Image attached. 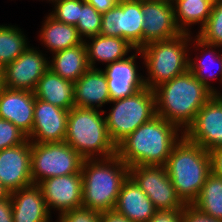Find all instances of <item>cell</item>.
<instances>
[{
    "mask_svg": "<svg viewBox=\"0 0 222 222\" xmlns=\"http://www.w3.org/2000/svg\"><path fill=\"white\" fill-rule=\"evenodd\" d=\"M176 125L160 116H154L139 126L117 145L116 155L128 167L135 165H165L179 136ZM180 137V138H179Z\"/></svg>",
    "mask_w": 222,
    "mask_h": 222,
    "instance_id": "6da1fadb",
    "label": "cell"
},
{
    "mask_svg": "<svg viewBox=\"0 0 222 222\" xmlns=\"http://www.w3.org/2000/svg\"><path fill=\"white\" fill-rule=\"evenodd\" d=\"M154 93L156 115L181 128L183 132L214 95L189 69L156 87Z\"/></svg>",
    "mask_w": 222,
    "mask_h": 222,
    "instance_id": "7a4b0ae2",
    "label": "cell"
},
{
    "mask_svg": "<svg viewBox=\"0 0 222 222\" xmlns=\"http://www.w3.org/2000/svg\"><path fill=\"white\" fill-rule=\"evenodd\" d=\"M82 206L98 212L113 211L129 167L117 155L85 159L82 165Z\"/></svg>",
    "mask_w": 222,
    "mask_h": 222,
    "instance_id": "3957f363",
    "label": "cell"
},
{
    "mask_svg": "<svg viewBox=\"0 0 222 222\" xmlns=\"http://www.w3.org/2000/svg\"><path fill=\"white\" fill-rule=\"evenodd\" d=\"M164 166L177 196L185 205L193 204L212 172L210 152L184 135L172 148Z\"/></svg>",
    "mask_w": 222,
    "mask_h": 222,
    "instance_id": "277c9868",
    "label": "cell"
},
{
    "mask_svg": "<svg viewBox=\"0 0 222 222\" xmlns=\"http://www.w3.org/2000/svg\"><path fill=\"white\" fill-rule=\"evenodd\" d=\"M106 111L72 107L68 112L65 142L74 148L84 159L94 156L109 158L117 153V146L111 140L105 118ZM97 154V155H96ZM101 155V156H100Z\"/></svg>",
    "mask_w": 222,
    "mask_h": 222,
    "instance_id": "5b68a950",
    "label": "cell"
},
{
    "mask_svg": "<svg viewBox=\"0 0 222 222\" xmlns=\"http://www.w3.org/2000/svg\"><path fill=\"white\" fill-rule=\"evenodd\" d=\"M191 34L181 33L178 36L161 41H154L136 49L137 55L144 59L148 71L145 77L146 87L154 90L159 85L172 80L188 70V42ZM191 38V39H190Z\"/></svg>",
    "mask_w": 222,
    "mask_h": 222,
    "instance_id": "8992f818",
    "label": "cell"
},
{
    "mask_svg": "<svg viewBox=\"0 0 222 222\" xmlns=\"http://www.w3.org/2000/svg\"><path fill=\"white\" fill-rule=\"evenodd\" d=\"M109 103L115 105L104 118L109 136L116 146L139 126L156 116L155 93L148 87L132 96Z\"/></svg>",
    "mask_w": 222,
    "mask_h": 222,
    "instance_id": "52a82bcc",
    "label": "cell"
},
{
    "mask_svg": "<svg viewBox=\"0 0 222 222\" xmlns=\"http://www.w3.org/2000/svg\"><path fill=\"white\" fill-rule=\"evenodd\" d=\"M84 158L65 141L31 142V177L33 184L62 175L80 173Z\"/></svg>",
    "mask_w": 222,
    "mask_h": 222,
    "instance_id": "ba28073f",
    "label": "cell"
},
{
    "mask_svg": "<svg viewBox=\"0 0 222 222\" xmlns=\"http://www.w3.org/2000/svg\"><path fill=\"white\" fill-rule=\"evenodd\" d=\"M143 23L141 0H118L112 9L102 13L100 35L121 37L140 49Z\"/></svg>",
    "mask_w": 222,
    "mask_h": 222,
    "instance_id": "9c48e42d",
    "label": "cell"
},
{
    "mask_svg": "<svg viewBox=\"0 0 222 222\" xmlns=\"http://www.w3.org/2000/svg\"><path fill=\"white\" fill-rule=\"evenodd\" d=\"M129 176L146 193L156 210L185 207L177 196L164 165H135L129 167Z\"/></svg>",
    "mask_w": 222,
    "mask_h": 222,
    "instance_id": "30bf717a",
    "label": "cell"
},
{
    "mask_svg": "<svg viewBox=\"0 0 222 222\" xmlns=\"http://www.w3.org/2000/svg\"><path fill=\"white\" fill-rule=\"evenodd\" d=\"M183 135L208 152L222 146L221 94H214L202 106L193 123L183 132Z\"/></svg>",
    "mask_w": 222,
    "mask_h": 222,
    "instance_id": "8fae6325",
    "label": "cell"
},
{
    "mask_svg": "<svg viewBox=\"0 0 222 222\" xmlns=\"http://www.w3.org/2000/svg\"><path fill=\"white\" fill-rule=\"evenodd\" d=\"M172 0H141L144 23L142 47L154 41L168 40L181 34L175 21Z\"/></svg>",
    "mask_w": 222,
    "mask_h": 222,
    "instance_id": "7c38bea8",
    "label": "cell"
},
{
    "mask_svg": "<svg viewBox=\"0 0 222 222\" xmlns=\"http://www.w3.org/2000/svg\"><path fill=\"white\" fill-rule=\"evenodd\" d=\"M49 69L43 54L29 47L17 59L2 69L3 86L10 89L34 91L37 82Z\"/></svg>",
    "mask_w": 222,
    "mask_h": 222,
    "instance_id": "4fadbf2b",
    "label": "cell"
},
{
    "mask_svg": "<svg viewBox=\"0 0 222 222\" xmlns=\"http://www.w3.org/2000/svg\"><path fill=\"white\" fill-rule=\"evenodd\" d=\"M0 182L10 191L33 184L31 177V141L0 150Z\"/></svg>",
    "mask_w": 222,
    "mask_h": 222,
    "instance_id": "5bb4252c",
    "label": "cell"
},
{
    "mask_svg": "<svg viewBox=\"0 0 222 222\" xmlns=\"http://www.w3.org/2000/svg\"><path fill=\"white\" fill-rule=\"evenodd\" d=\"M69 110L35 97L34 123L27 136L32 143H53L65 140ZM34 138V139H33Z\"/></svg>",
    "mask_w": 222,
    "mask_h": 222,
    "instance_id": "9a60e30c",
    "label": "cell"
},
{
    "mask_svg": "<svg viewBox=\"0 0 222 222\" xmlns=\"http://www.w3.org/2000/svg\"><path fill=\"white\" fill-rule=\"evenodd\" d=\"M48 210L66 212L82 206V173L50 177L38 184Z\"/></svg>",
    "mask_w": 222,
    "mask_h": 222,
    "instance_id": "2e32d148",
    "label": "cell"
},
{
    "mask_svg": "<svg viewBox=\"0 0 222 222\" xmlns=\"http://www.w3.org/2000/svg\"><path fill=\"white\" fill-rule=\"evenodd\" d=\"M35 95L32 91L10 89L0 91V118L12 122L26 136L34 123Z\"/></svg>",
    "mask_w": 222,
    "mask_h": 222,
    "instance_id": "e0dca14e",
    "label": "cell"
},
{
    "mask_svg": "<svg viewBox=\"0 0 222 222\" xmlns=\"http://www.w3.org/2000/svg\"><path fill=\"white\" fill-rule=\"evenodd\" d=\"M136 54L125 59L107 64L102 70L108 82L111 101L134 95L146 87L144 76L139 75L135 63Z\"/></svg>",
    "mask_w": 222,
    "mask_h": 222,
    "instance_id": "ac0fdd59",
    "label": "cell"
},
{
    "mask_svg": "<svg viewBox=\"0 0 222 222\" xmlns=\"http://www.w3.org/2000/svg\"><path fill=\"white\" fill-rule=\"evenodd\" d=\"M13 222H50V211L38 184L10 193Z\"/></svg>",
    "mask_w": 222,
    "mask_h": 222,
    "instance_id": "d6986e66",
    "label": "cell"
},
{
    "mask_svg": "<svg viewBox=\"0 0 222 222\" xmlns=\"http://www.w3.org/2000/svg\"><path fill=\"white\" fill-rule=\"evenodd\" d=\"M110 101L107 78L101 69L89 68L74 83L75 107L100 109Z\"/></svg>",
    "mask_w": 222,
    "mask_h": 222,
    "instance_id": "ffe728a7",
    "label": "cell"
},
{
    "mask_svg": "<svg viewBox=\"0 0 222 222\" xmlns=\"http://www.w3.org/2000/svg\"><path fill=\"white\" fill-rule=\"evenodd\" d=\"M114 211L131 222H148L156 209L146 193L128 176L121 186Z\"/></svg>",
    "mask_w": 222,
    "mask_h": 222,
    "instance_id": "44dd1931",
    "label": "cell"
},
{
    "mask_svg": "<svg viewBox=\"0 0 222 222\" xmlns=\"http://www.w3.org/2000/svg\"><path fill=\"white\" fill-rule=\"evenodd\" d=\"M36 98L59 108L70 110L74 104V82L63 79L48 69L33 91Z\"/></svg>",
    "mask_w": 222,
    "mask_h": 222,
    "instance_id": "7402d4cb",
    "label": "cell"
},
{
    "mask_svg": "<svg viewBox=\"0 0 222 222\" xmlns=\"http://www.w3.org/2000/svg\"><path fill=\"white\" fill-rule=\"evenodd\" d=\"M91 43H84L87 50V62L90 68H96V60L111 64L125 59L131 49L136 50L127 40L121 37L97 35L89 37Z\"/></svg>",
    "mask_w": 222,
    "mask_h": 222,
    "instance_id": "603a6c76",
    "label": "cell"
},
{
    "mask_svg": "<svg viewBox=\"0 0 222 222\" xmlns=\"http://www.w3.org/2000/svg\"><path fill=\"white\" fill-rule=\"evenodd\" d=\"M53 54L49 69L68 81L75 83L90 68L84 42Z\"/></svg>",
    "mask_w": 222,
    "mask_h": 222,
    "instance_id": "cb8c5ba5",
    "label": "cell"
},
{
    "mask_svg": "<svg viewBox=\"0 0 222 222\" xmlns=\"http://www.w3.org/2000/svg\"><path fill=\"white\" fill-rule=\"evenodd\" d=\"M42 25L40 41L52 53L82 44L84 40L79 36L76 26L60 22L50 14Z\"/></svg>",
    "mask_w": 222,
    "mask_h": 222,
    "instance_id": "d4e9b609",
    "label": "cell"
},
{
    "mask_svg": "<svg viewBox=\"0 0 222 222\" xmlns=\"http://www.w3.org/2000/svg\"><path fill=\"white\" fill-rule=\"evenodd\" d=\"M172 3L178 28L189 34L190 25L200 22V29L205 25L214 4L213 0H172Z\"/></svg>",
    "mask_w": 222,
    "mask_h": 222,
    "instance_id": "484cf974",
    "label": "cell"
},
{
    "mask_svg": "<svg viewBox=\"0 0 222 222\" xmlns=\"http://www.w3.org/2000/svg\"><path fill=\"white\" fill-rule=\"evenodd\" d=\"M192 205L207 216L222 221V178L211 172Z\"/></svg>",
    "mask_w": 222,
    "mask_h": 222,
    "instance_id": "4316f807",
    "label": "cell"
},
{
    "mask_svg": "<svg viewBox=\"0 0 222 222\" xmlns=\"http://www.w3.org/2000/svg\"><path fill=\"white\" fill-rule=\"evenodd\" d=\"M195 40H196L195 46H198L203 51H205L204 56H206L205 57L206 59L204 58V56L202 57L203 59L201 58V60H198V56H197L195 61H193V59L189 58L188 69L193 73V76L195 78H197L200 82H202L213 94H221V93L217 92V90L214 89V87L211 86L208 79L210 77L213 80L214 78H217V76L214 77L215 75L220 74V80L222 81V54L218 55L215 53L216 52L215 49L218 47L221 48L222 46L206 43L198 37L195 38ZM206 51H207V53H206ZM208 54H209V57H207ZM196 61H198V62H196ZM214 62L218 65V68L217 67L216 68L219 69L220 73L217 72L216 74L211 73L210 75H208L209 73L207 74L205 72H208L207 70L210 69L211 65Z\"/></svg>",
    "mask_w": 222,
    "mask_h": 222,
    "instance_id": "83f0119b",
    "label": "cell"
},
{
    "mask_svg": "<svg viewBox=\"0 0 222 222\" xmlns=\"http://www.w3.org/2000/svg\"><path fill=\"white\" fill-rule=\"evenodd\" d=\"M29 47L20 28L0 25V69L17 59Z\"/></svg>",
    "mask_w": 222,
    "mask_h": 222,
    "instance_id": "f1b7e54d",
    "label": "cell"
},
{
    "mask_svg": "<svg viewBox=\"0 0 222 222\" xmlns=\"http://www.w3.org/2000/svg\"><path fill=\"white\" fill-rule=\"evenodd\" d=\"M102 13L98 12L95 7L80 0V18L76 25L79 36L86 39L92 36H97L101 31Z\"/></svg>",
    "mask_w": 222,
    "mask_h": 222,
    "instance_id": "f546056e",
    "label": "cell"
},
{
    "mask_svg": "<svg viewBox=\"0 0 222 222\" xmlns=\"http://www.w3.org/2000/svg\"><path fill=\"white\" fill-rule=\"evenodd\" d=\"M195 37L206 43L222 46V1L214 2L208 20Z\"/></svg>",
    "mask_w": 222,
    "mask_h": 222,
    "instance_id": "4dcf8cb0",
    "label": "cell"
},
{
    "mask_svg": "<svg viewBox=\"0 0 222 222\" xmlns=\"http://www.w3.org/2000/svg\"><path fill=\"white\" fill-rule=\"evenodd\" d=\"M55 10L49 13L56 20L76 26L80 18V0H55Z\"/></svg>",
    "mask_w": 222,
    "mask_h": 222,
    "instance_id": "1f68e13d",
    "label": "cell"
},
{
    "mask_svg": "<svg viewBox=\"0 0 222 222\" xmlns=\"http://www.w3.org/2000/svg\"><path fill=\"white\" fill-rule=\"evenodd\" d=\"M27 136L12 122L0 118V150L23 143Z\"/></svg>",
    "mask_w": 222,
    "mask_h": 222,
    "instance_id": "d6a6232c",
    "label": "cell"
},
{
    "mask_svg": "<svg viewBox=\"0 0 222 222\" xmlns=\"http://www.w3.org/2000/svg\"><path fill=\"white\" fill-rule=\"evenodd\" d=\"M57 222H100L101 212L83 206L60 213Z\"/></svg>",
    "mask_w": 222,
    "mask_h": 222,
    "instance_id": "836d02e7",
    "label": "cell"
},
{
    "mask_svg": "<svg viewBox=\"0 0 222 222\" xmlns=\"http://www.w3.org/2000/svg\"><path fill=\"white\" fill-rule=\"evenodd\" d=\"M182 222H222L200 212L193 205H185L183 208Z\"/></svg>",
    "mask_w": 222,
    "mask_h": 222,
    "instance_id": "e575fe53",
    "label": "cell"
},
{
    "mask_svg": "<svg viewBox=\"0 0 222 222\" xmlns=\"http://www.w3.org/2000/svg\"><path fill=\"white\" fill-rule=\"evenodd\" d=\"M183 208L156 210L148 222H182Z\"/></svg>",
    "mask_w": 222,
    "mask_h": 222,
    "instance_id": "d590c367",
    "label": "cell"
},
{
    "mask_svg": "<svg viewBox=\"0 0 222 222\" xmlns=\"http://www.w3.org/2000/svg\"><path fill=\"white\" fill-rule=\"evenodd\" d=\"M0 222H13L11 196L0 200Z\"/></svg>",
    "mask_w": 222,
    "mask_h": 222,
    "instance_id": "8d00e7d4",
    "label": "cell"
},
{
    "mask_svg": "<svg viewBox=\"0 0 222 222\" xmlns=\"http://www.w3.org/2000/svg\"><path fill=\"white\" fill-rule=\"evenodd\" d=\"M210 155L212 172L222 178V146L213 149Z\"/></svg>",
    "mask_w": 222,
    "mask_h": 222,
    "instance_id": "74e56055",
    "label": "cell"
},
{
    "mask_svg": "<svg viewBox=\"0 0 222 222\" xmlns=\"http://www.w3.org/2000/svg\"><path fill=\"white\" fill-rule=\"evenodd\" d=\"M100 13L107 12L109 9H112L118 0H85Z\"/></svg>",
    "mask_w": 222,
    "mask_h": 222,
    "instance_id": "f35d334b",
    "label": "cell"
},
{
    "mask_svg": "<svg viewBox=\"0 0 222 222\" xmlns=\"http://www.w3.org/2000/svg\"><path fill=\"white\" fill-rule=\"evenodd\" d=\"M100 222H131L125 216H122L113 211L102 212Z\"/></svg>",
    "mask_w": 222,
    "mask_h": 222,
    "instance_id": "ab89813d",
    "label": "cell"
},
{
    "mask_svg": "<svg viewBox=\"0 0 222 222\" xmlns=\"http://www.w3.org/2000/svg\"><path fill=\"white\" fill-rule=\"evenodd\" d=\"M10 195V191L0 182V200L7 198Z\"/></svg>",
    "mask_w": 222,
    "mask_h": 222,
    "instance_id": "60d3db41",
    "label": "cell"
},
{
    "mask_svg": "<svg viewBox=\"0 0 222 222\" xmlns=\"http://www.w3.org/2000/svg\"><path fill=\"white\" fill-rule=\"evenodd\" d=\"M3 88L2 69H0V91Z\"/></svg>",
    "mask_w": 222,
    "mask_h": 222,
    "instance_id": "b9f144b4",
    "label": "cell"
}]
</instances>
